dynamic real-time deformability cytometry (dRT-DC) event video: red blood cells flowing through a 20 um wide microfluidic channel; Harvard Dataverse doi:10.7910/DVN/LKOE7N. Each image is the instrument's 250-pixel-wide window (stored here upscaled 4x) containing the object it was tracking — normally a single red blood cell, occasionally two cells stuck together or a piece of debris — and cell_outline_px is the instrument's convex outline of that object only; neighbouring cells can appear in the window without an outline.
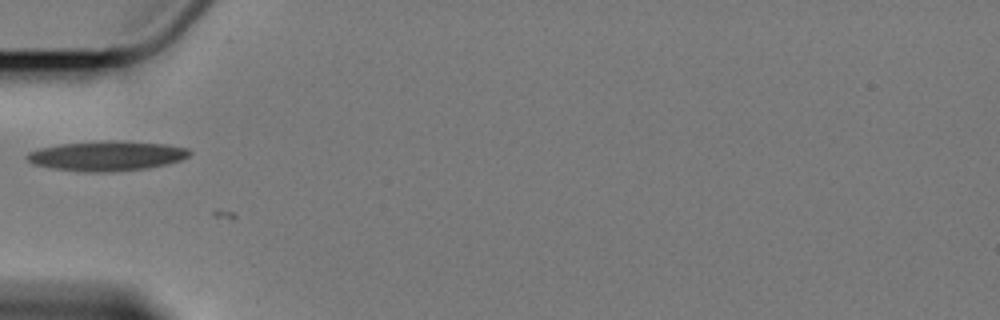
{"species": "Egyptian fruit bat (a non-hibernating species)", "species_latin": "Rousettus aegyptiacus", "temperature_condition": "cold", "stored_images_in_passage": 13, "camera_frame_rate_fps": 3000, "um_per_image_px": 0.085, "animal": {"sex": "female"}, "frame": {"image": 1, "passage_image": 3, "time_ms": 2.333, "image_size_px": [1000, 320], "cell_outline_px": [[192, 152], [188, 156], [180, 160], [148, 168], [112, 172], [84, 172], [52, 168], [32, 164], [24, 156], [28, 152], [40, 148], [60, 144], [108, 140], [120, 140], [164, 144], [188, 148]], "centroid_in_image_um": [9.05, 13.25], "position_along_channel_um": 76.0, "area_um2": 28.32}}
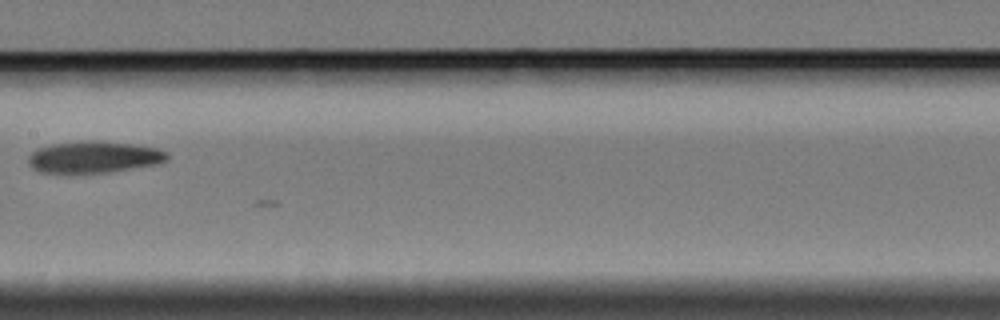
{"frame": {"image": 2, "passage_image": 6, "time_ms": 6.0, "image_size_px": [1000, 320], "cell_outline_px": [[168, 160], [160, 164], [108, 172], [68, 176], [40, 172], [32, 168], [28, 164], [28, 156], [32, 152], [40, 148], [52, 144], [84, 140], [136, 144], [160, 148], [168, 152]], "centroid_in_image_um": [7.97, 13.39], "position_along_channel_um": 199.4, "area_um2": 26.65}}